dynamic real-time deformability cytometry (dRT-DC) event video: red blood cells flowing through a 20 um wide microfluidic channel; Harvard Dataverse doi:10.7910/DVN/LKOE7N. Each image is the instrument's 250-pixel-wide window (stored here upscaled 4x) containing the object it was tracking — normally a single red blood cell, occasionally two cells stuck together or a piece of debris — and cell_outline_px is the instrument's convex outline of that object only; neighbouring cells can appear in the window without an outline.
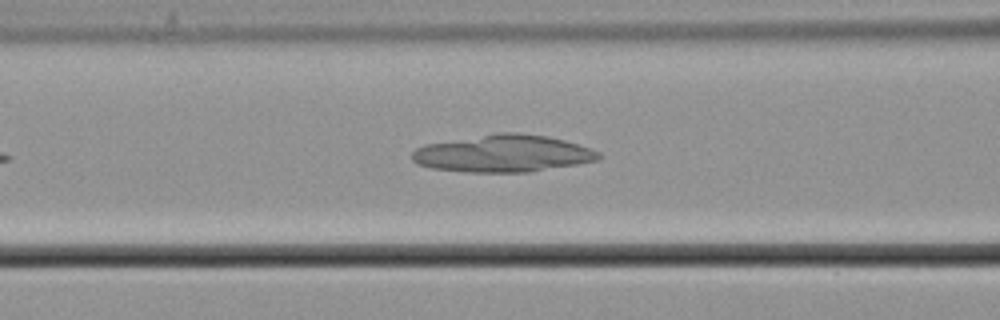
{"species": "common noctule bat (a hibernating species)", "species_latin": "Nyctalus noctula", "temperature_condition": "cold", "stored_images_in_passage": 30, "segment_of_instrument_passage": [1, 2], "camera_frame_rate_fps": 3000, "um_per_image_px": 0.085, "animal": {"sex": "male", "body_mass_g": 21.5, "forearm_length_mm": 52.0}, "frame": {"image": 1, "passage_image": 12, "time_ms": 3.667, "image_size_px": [1000, 320], "cell_outline_px": [[604, 156], [600, 160], [580, 164], [528, 172], [468, 172], [432, 168], [416, 164], [412, 160], [412, 152], [416, 148], [424, 144], [496, 132], [520, 132], [544, 136], [564, 140], [600, 152]], "centroid_in_image_um": [42.76, 13.05], "position_along_channel_um": 123.8, "area_um2": 40.69}}
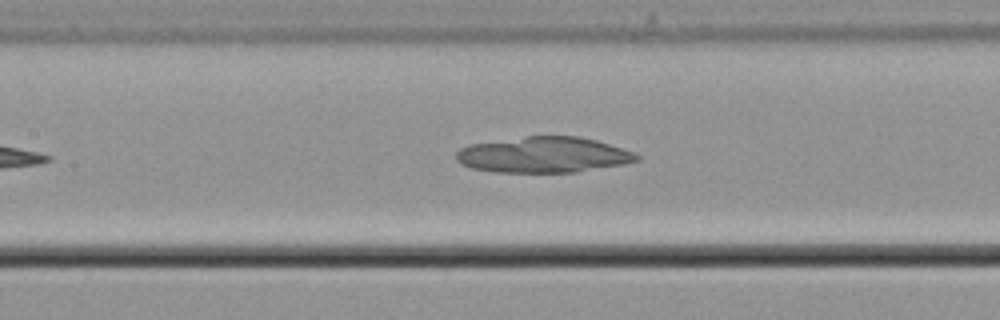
{"frame": {"image": 2, "passage_image": 15, "time_ms": 4.667, "image_size_px": [1000, 320], "cell_outline_px": [[640, 160], [624, 164], [576, 172], [496, 172], [472, 168], [460, 164], [456, 160], [456, 152], [460, 148], [468, 144], [528, 136], [580, 136], [596, 140], [632, 152], [640, 156]], "centroid_in_image_um": [46.17, 13.16], "position_along_channel_um": 161.2, "area_um2": 37.57}}
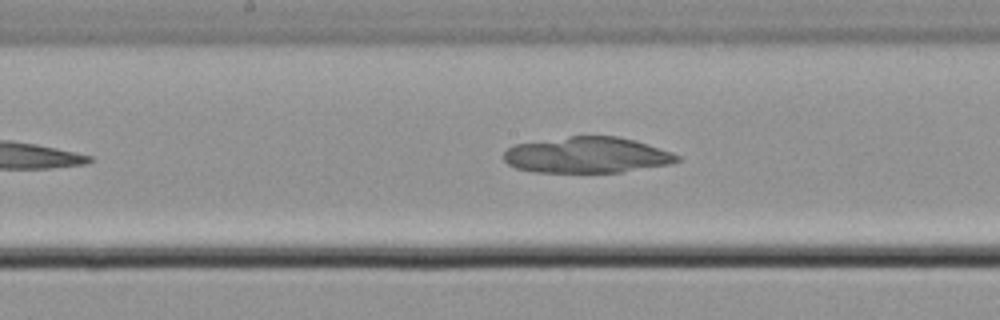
{"frame": {"image": 3, "passage_image": 18, "time_ms": 5.667, "image_size_px": [1000, 320], "cell_outline_px": [[680, 160], [672, 164], [620, 172], [532, 172], [516, 168], [508, 164], [504, 160], [504, 152], [508, 148], [516, 144], [568, 136], [616, 136], [636, 140], [672, 152], [680, 156]], "centroid_in_image_um": [49.92, 13.18], "position_along_channel_um": 198.3, "area_um2": 36.41}}